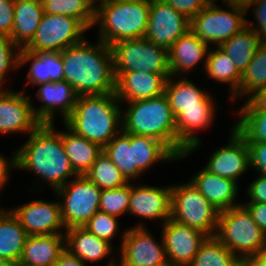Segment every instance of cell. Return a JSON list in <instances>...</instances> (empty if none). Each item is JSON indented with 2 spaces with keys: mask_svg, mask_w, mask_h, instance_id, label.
I'll return each mask as SVG.
<instances>
[{
  "mask_svg": "<svg viewBox=\"0 0 266 266\" xmlns=\"http://www.w3.org/2000/svg\"><path fill=\"white\" fill-rule=\"evenodd\" d=\"M98 41L93 45L84 38L60 52L64 81L78 96L115 93L112 51L108 44Z\"/></svg>",
  "mask_w": 266,
  "mask_h": 266,
  "instance_id": "cell-1",
  "label": "cell"
},
{
  "mask_svg": "<svg viewBox=\"0 0 266 266\" xmlns=\"http://www.w3.org/2000/svg\"><path fill=\"white\" fill-rule=\"evenodd\" d=\"M32 172L55 191L78 174L65 153L60 130L54 123H41L16 151V170Z\"/></svg>",
  "mask_w": 266,
  "mask_h": 266,
  "instance_id": "cell-2",
  "label": "cell"
},
{
  "mask_svg": "<svg viewBox=\"0 0 266 266\" xmlns=\"http://www.w3.org/2000/svg\"><path fill=\"white\" fill-rule=\"evenodd\" d=\"M115 93L78 96L63 122L81 137L104 148L122 129V107Z\"/></svg>",
  "mask_w": 266,
  "mask_h": 266,
  "instance_id": "cell-3",
  "label": "cell"
},
{
  "mask_svg": "<svg viewBox=\"0 0 266 266\" xmlns=\"http://www.w3.org/2000/svg\"><path fill=\"white\" fill-rule=\"evenodd\" d=\"M126 103L122 113L123 130L160 140L178 157L175 116L166 94Z\"/></svg>",
  "mask_w": 266,
  "mask_h": 266,
  "instance_id": "cell-4",
  "label": "cell"
},
{
  "mask_svg": "<svg viewBox=\"0 0 266 266\" xmlns=\"http://www.w3.org/2000/svg\"><path fill=\"white\" fill-rule=\"evenodd\" d=\"M151 0L95 1L98 40L111 46L122 40L143 38Z\"/></svg>",
  "mask_w": 266,
  "mask_h": 266,
  "instance_id": "cell-5",
  "label": "cell"
},
{
  "mask_svg": "<svg viewBox=\"0 0 266 266\" xmlns=\"http://www.w3.org/2000/svg\"><path fill=\"white\" fill-rule=\"evenodd\" d=\"M214 236L239 259L266 251V235L241 203L219 212Z\"/></svg>",
  "mask_w": 266,
  "mask_h": 266,
  "instance_id": "cell-6",
  "label": "cell"
},
{
  "mask_svg": "<svg viewBox=\"0 0 266 266\" xmlns=\"http://www.w3.org/2000/svg\"><path fill=\"white\" fill-rule=\"evenodd\" d=\"M115 78L122 72L170 74L168 50L145 37L122 40L110 46Z\"/></svg>",
  "mask_w": 266,
  "mask_h": 266,
  "instance_id": "cell-7",
  "label": "cell"
},
{
  "mask_svg": "<svg viewBox=\"0 0 266 266\" xmlns=\"http://www.w3.org/2000/svg\"><path fill=\"white\" fill-rule=\"evenodd\" d=\"M218 216L219 211L191 181L172 186L171 219L210 237L215 235Z\"/></svg>",
  "mask_w": 266,
  "mask_h": 266,
  "instance_id": "cell-8",
  "label": "cell"
},
{
  "mask_svg": "<svg viewBox=\"0 0 266 266\" xmlns=\"http://www.w3.org/2000/svg\"><path fill=\"white\" fill-rule=\"evenodd\" d=\"M227 7L229 11L211 1L190 20V30L210 47L211 43L220 46L246 27V9L237 5Z\"/></svg>",
  "mask_w": 266,
  "mask_h": 266,
  "instance_id": "cell-9",
  "label": "cell"
},
{
  "mask_svg": "<svg viewBox=\"0 0 266 266\" xmlns=\"http://www.w3.org/2000/svg\"><path fill=\"white\" fill-rule=\"evenodd\" d=\"M60 203L63 223L66 227H84L99 211L101 189L85 175H77L54 191ZM62 203V204H61Z\"/></svg>",
  "mask_w": 266,
  "mask_h": 266,
  "instance_id": "cell-10",
  "label": "cell"
},
{
  "mask_svg": "<svg viewBox=\"0 0 266 266\" xmlns=\"http://www.w3.org/2000/svg\"><path fill=\"white\" fill-rule=\"evenodd\" d=\"M148 231L141 223L124 231L117 248L119 263L112 258L106 266H169L162 236L160 243L156 242Z\"/></svg>",
  "mask_w": 266,
  "mask_h": 266,
  "instance_id": "cell-11",
  "label": "cell"
},
{
  "mask_svg": "<svg viewBox=\"0 0 266 266\" xmlns=\"http://www.w3.org/2000/svg\"><path fill=\"white\" fill-rule=\"evenodd\" d=\"M88 29L75 17L44 13L28 51L61 52L80 43Z\"/></svg>",
  "mask_w": 266,
  "mask_h": 266,
  "instance_id": "cell-12",
  "label": "cell"
},
{
  "mask_svg": "<svg viewBox=\"0 0 266 266\" xmlns=\"http://www.w3.org/2000/svg\"><path fill=\"white\" fill-rule=\"evenodd\" d=\"M190 30V19L161 0H151L145 38L167 50Z\"/></svg>",
  "mask_w": 266,
  "mask_h": 266,
  "instance_id": "cell-13",
  "label": "cell"
},
{
  "mask_svg": "<svg viewBox=\"0 0 266 266\" xmlns=\"http://www.w3.org/2000/svg\"><path fill=\"white\" fill-rule=\"evenodd\" d=\"M161 233L169 266H189L208 237L171 218L162 224Z\"/></svg>",
  "mask_w": 266,
  "mask_h": 266,
  "instance_id": "cell-14",
  "label": "cell"
},
{
  "mask_svg": "<svg viewBox=\"0 0 266 266\" xmlns=\"http://www.w3.org/2000/svg\"><path fill=\"white\" fill-rule=\"evenodd\" d=\"M58 202L38 199L12 208L11 211L29 236L64 234L62 230H66V227Z\"/></svg>",
  "mask_w": 266,
  "mask_h": 266,
  "instance_id": "cell-15",
  "label": "cell"
},
{
  "mask_svg": "<svg viewBox=\"0 0 266 266\" xmlns=\"http://www.w3.org/2000/svg\"><path fill=\"white\" fill-rule=\"evenodd\" d=\"M24 93L0 88V134H31L41 124L33 114L31 95Z\"/></svg>",
  "mask_w": 266,
  "mask_h": 266,
  "instance_id": "cell-16",
  "label": "cell"
},
{
  "mask_svg": "<svg viewBox=\"0 0 266 266\" xmlns=\"http://www.w3.org/2000/svg\"><path fill=\"white\" fill-rule=\"evenodd\" d=\"M229 143L211 154L205 168L213 174L237 182L250 168L249 148L246 139L234 128Z\"/></svg>",
  "mask_w": 266,
  "mask_h": 266,
  "instance_id": "cell-17",
  "label": "cell"
},
{
  "mask_svg": "<svg viewBox=\"0 0 266 266\" xmlns=\"http://www.w3.org/2000/svg\"><path fill=\"white\" fill-rule=\"evenodd\" d=\"M209 96L200 107L184 108L175 117L178 138V159L184 158L200 146V138L195 134L197 130H205L213 123L215 104Z\"/></svg>",
  "mask_w": 266,
  "mask_h": 266,
  "instance_id": "cell-18",
  "label": "cell"
},
{
  "mask_svg": "<svg viewBox=\"0 0 266 266\" xmlns=\"http://www.w3.org/2000/svg\"><path fill=\"white\" fill-rule=\"evenodd\" d=\"M36 92L37 99L41 106L36 108L32 104L35 118L40 123H54V114L60 113L63 122L72 114L77 102L78 95L74 88L66 81L48 82L38 84Z\"/></svg>",
  "mask_w": 266,
  "mask_h": 266,
  "instance_id": "cell-19",
  "label": "cell"
},
{
  "mask_svg": "<svg viewBox=\"0 0 266 266\" xmlns=\"http://www.w3.org/2000/svg\"><path fill=\"white\" fill-rule=\"evenodd\" d=\"M172 186L156 187L131 184L128 213L150 220L171 218Z\"/></svg>",
  "mask_w": 266,
  "mask_h": 266,
  "instance_id": "cell-20",
  "label": "cell"
},
{
  "mask_svg": "<svg viewBox=\"0 0 266 266\" xmlns=\"http://www.w3.org/2000/svg\"><path fill=\"white\" fill-rule=\"evenodd\" d=\"M170 76L143 71L122 72L115 79V95L124 103L160 96L164 94Z\"/></svg>",
  "mask_w": 266,
  "mask_h": 266,
  "instance_id": "cell-21",
  "label": "cell"
},
{
  "mask_svg": "<svg viewBox=\"0 0 266 266\" xmlns=\"http://www.w3.org/2000/svg\"><path fill=\"white\" fill-rule=\"evenodd\" d=\"M210 46L200 40L191 30L184 36L180 37L168 49V64L170 75L175 77H183V73L187 74L188 70L191 72L195 65L204 63ZM202 58H205L202 60ZM202 61V62H201Z\"/></svg>",
  "mask_w": 266,
  "mask_h": 266,
  "instance_id": "cell-22",
  "label": "cell"
},
{
  "mask_svg": "<svg viewBox=\"0 0 266 266\" xmlns=\"http://www.w3.org/2000/svg\"><path fill=\"white\" fill-rule=\"evenodd\" d=\"M190 181L219 212L239 205L235 203L239 186L234 180L219 177L203 167Z\"/></svg>",
  "mask_w": 266,
  "mask_h": 266,
  "instance_id": "cell-23",
  "label": "cell"
},
{
  "mask_svg": "<svg viewBox=\"0 0 266 266\" xmlns=\"http://www.w3.org/2000/svg\"><path fill=\"white\" fill-rule=\"evenodd\" d=\"M27 62H32L27 73V81L35 86L48 82L64 81V68L60 52L19 51V68Z\"/></svg>",
  "mask_w": 266,
  "mask_h": 266,
  "instance_id": "cell-24",
  "label": "cell"
},
{
  "mask_svg": "<svg viewBox=\"0 0 266 266\" xmlns=\"http://www.w3.org/2000/svg\"><path fill=\"white\" fill-rule=\"evenodd\" d=\"M64 231L66 250L84 263L98 262L113 251L112 244L98 238L84 227H72Z\"/></svg>",
  "mask_w": 266,
  "mask_h": 266,
  "instance_id": "cell-25",
  "label": "cell"
},
{
  "mask_svg": "<svg viewBox=\"0 0 266 266\" xmlns=\"http://www.w3.org/2000/svg\"><path fill=\"white\" fill-rule=\"evenodd\" d=\"M65 249L64 234L28 236L19 262L31 266H53Z\"/></svg>",
  "mask_w": 266,
  "mask_h": 266,
  "instance_id": "cell-26",
  "label": "cell"
},
{
  "mask_svg": "<svg viewBox=\"0 0 266 266\" xmlns=\"http://www.w3.org/2000/svg\"><path fill=\"white\" fill-rule=\"evenodd\" d=\"M44 15L41 0H15L12 36L14 44L25 48L34 37Z\"/></svg>",
  "mask_w": 266,
  "mask_h": 266,
  "instance_id": "cell-27",
  "label": "cell"
},
{
  "mask_svg": "<svg viewBox=\"0 0 266 266\" xmlns=\"http://www.w3.org/2000/svg\"><path fill=\"white\" fill-rule=\"evenodd\" d=\"M66 131H60L62 144L74 171L78 175H85L98 156L103 152V148L76 134L66 124Z\"/></svg>",
  "mask_w": 266,
  "mask_h": 266,
  "instance_id": "cell-28",
  "label": "cell"
},
{
  "mask_svg": "<svg viewBox=\"0 0 266 266\" xmlns=\"http://www.w3.org/2000/svg\"><path fill=\"white\" fill-rule=\"evenodd\" d=\"M29 235L11 210L0 211V258L16 264L19 262L24 243Z\"/></svg>",
  "mask_w": 266,
  "mask_h": 266,
  "instance_id": "cell-29",
  "label": "cell"
},
{
  "mask_svg": "<svg viewBox=\"0 0 266 266\" xmlns=\"http://www.w3.org/2000/svg\"><path fill=\"white\" fill-rule=\"evenodd\" d=\"M176 79V80H175ZM175 80V81H174ZM204 91V92H203ZM170 107L176 117L184 108L200 107V105L211 95L205 90H200L190 79L175 78L170 76L165 83V92Z\"/></svg>",
  "mask_w": 266,
  "mask_h": 266,
  "instance_id": "cell-30",
  "label": "cell"
},
{
  "mask_svg": "<svg viewBox=\"0 0 266 266\" xmlns=\"http://www.w3.org/2000/svg\"><path fill=\"white\" fill-rule=\"evenodd\" d=\"M215 49L210 47L206 57L205 73L207 77L215 80L219 83L229 84L230 100L233 101L236 98V91L242 80V73L237 69L234 62L219 46H215Z\"/></svg>",
  "mask_w": 266,
  "mask_h": 266,
  "instance_id": "cell-31",
  "label": "cell"
},
{
  "mask_svg": "<svg viewBox=\"0 0 266 266\" xmlns=\"http://www.w3.org/2000/svg\"><path fill=\"white\" fill-rule=\"evenodd\" d=\"M134 165L144 173L157 162L174 161L177 157L160 141L149 136L130 134Z\"/></svg>",
  "mask_w": 266,
  "mask_h": 266,
  "instance_id": "cell-32",
  "label": "cell"
},
{
  "mask_svg": "<svg viewBox=\"0 0 266 266\" xmlns=\"http://www.w3.org/2000/svg\"><path fill=\"white\" fill-rule=\"evenodd\" d=\"M263 45L261 38L247 26L219 47L243 73L255 52Z\"/></svg>",
  "mask_w": 266,
  "mask_h": 266,
  "instance_id": "cell-33",
  "label": "cell"
},
{
  "mask_svg": "<svg viewBox=\"0 0 266 266\" xmlns=\"http://www.w3.org/2000/svg\"><path fill=\"white\" fill-rule=\"evenodd\" d=\"M105 154L120 170L127 182H132L142 172L134 165L133 146H130V133L123 129L103 148Z\"/></svg>",
  "mask_w": 266,
  "mask_h": 266,
  "instance_id": "cell-34",
  "label": "cell"
},
{
  "mask_svg": "<svg viewBox=\"0 0 266 266\" xmlns=\"http://www.w3.org/2000/svg\"><path fill=\"white\" fill-rule=\"evenodd\" d=\"M238 115L240 117L233 127L247 143L266 142V109H260L250 99H246Z\"/></svg>",
  "mask_w": 266,
  "mask_h": 266,
  "instance_id": "cell-35",
  "label": "cell"
},
{
  "mask_svg": "<svg viewBox=\"0 0 266 266\" xmlns=\"http://www.w3.org/2000/svg\"><path fill=\"white\" fill-rule=\"evenodd\" d=\"M44 13L78 19L88 30L94 27L95 0H41Z\"/></svg>",
  "mask_w": 266,
  "mask_h": 266,
  "instance_id": "cell-36",
  "label": "cell"
},
{
  "mask_svg": "<svg viewBox=\"0 0 266 266\" xmlns=\"http://www.w3.org/2000/svg\"><path fill=\"white\" fill-rule=\"evenodd\" d=\"M189 266H240V259L215 236L207 237Z\"/></svg>",
  "mask_w": 266,
  "mask_h": 266,
  "instance_id": "cell-37",
  "label": "cell"
},
{
  "mask_svg": "<svg viewBox=\"0 0 266 266\" xmlns=\"http://www.w3.org/2000/svg\"><path fill=\"white\" fill-rule=\"evenodd\" d=\"M266 86V44H263L253 55L242 73V80L236 91V97L249 96V99L262 87Z\"/></svg>",
  "mask_w": 266,
  "mask_h": 266,
  "instance_id": "cell-38",
  "label": "cell"
},
{
  "mask_svg": "<svg viewBox=\"0 0 266 266\" xmlns=\"http://www.w3.org/2000/svg\"><path fill=\"white\" fill-rule=\"evenodd\" d=\"M85 176L101 190L122 187L128 183L104 151L98 156Z\"/></svg>",
  "mask_w": 266,
  "mask_h": 266,
  "instance_id": "cell-39",
  "label": "cell"
},
{
  "mask_svg": "<svg viewBox=\"0 0 266 266\" xmlns=\"http://www.w3.org/2000/svg\"><path fill=\"white\" fill-rule=\"evenodd\" d=\"M130 194V182L122 187L101 190L99 210L117 217L124 213H128Z\"/></svg>",
  "mask_w": 266,
  "mask_h": 266,
  "instance_id": "cell-40",
  "label": "cell"
},
{
  "mask_svg": "<svg viewBox=\"0 0 266 266\" xmlns=\"http://www.w3.org/2000/svg\"><path fill=\"white\" fill-rule=\"evenodd\" d=\"M118 218L117 216L99 210L84 225V228L98 238L104 239L112 244L111 240L115 235H118Z\"/></svg>",
  "mask_w": 266,
  "mask_h": 266,
  "instance_id": "cell-41",
  "label": "cell"
},
{
  "mask_svg": "<svg viewBox=\"0 0 266 266\" xmlns=\"http://www.w3.org/2000/svg\"><path fill=\"white\" fill-rule=\"evenodd\" d=\"M19 51L10 36L0 33V88H3L9 69L19 68Z\"/></svg>",
  "mask_w": 266,
  "mask_h": 266,
  "instance_id": "cell-42",
  "label": "cell"
},
{
  "mask_svg": "<svg viewBox=\"0 0 266 266\" xmlns=\"http://www.w3.org/2000/svg\"><path fill=\"white\" fill-rule=\"evenodd\" d=\"M251 7L256 17L258 24L252 25L253 23L246 19V26L258 34L261 38L263 44H266V0H254L250 3L245 9L248 11V8ZM258 25V26H257Z\"/></svg>",
  "mask_w": 266,
  "mask_h": 266,
  "instance_id": "cell-43",
  "label": "cell"
},
{
  "mask_svg": "<svg viewBox=\"0 0 266 266\" xmlns=\"http://www.w3.org/2000/svg\"><path fill=\"white\" fill-rule=\"evenodd\" d=\"M178 12L184 14L188 19L195 17L204 7H206L210 0H161Z\"/></svg>",
  "mask_w": 266,
  "mask_h": 266,
  "instance_id": "cell-44",
  "label": "cell"
},
{
  "mask_svg": "<svg viewBox=\"0 0 266 266\" xmlns=\"http://www.w3.org/2000/svg\"><path fill=\"white\" fill-rule=\"evenodd\" d=\"M249 148L250 167L259 174L266 175V142L247 143Z\"/></svg>",
  "mask_w": 266,
  "mask_h": 266,
  "instance_id": "cell-45",
  "label": "cell"
},
{
  "mask_svg": "<svg viewBox=\"0 0 266 266\" xmlns=\"http://www.w3.org/2000/svg\"><path fill=\"white\" fill-rule=\"evenodd\" d=\"M14 1L0 0V33L10 37L14 22Z\"/></svg>",
  "mask_w": 266,
  "mask_h": 266,
  "instance_id": "cell-46",
  "label": "cell"
},
{
  "mask_svg": "<svg viewBox=\"0 0 266 266\" xmlns=\"http://www.w3.org/2000/svg\"><path fill=\"white\" fill-rule=\"evenodd\" d=\"M247 189L250 201L246 203H266V175L259 174Z\"/></svg>",
  "mask_w": 266,
  "mask_h": 266,
  "instance_id": "cell-47",
  "label": "cell"
},
{
  "mask_svg": "<svg viewBox=\"0 0 266 266\" xmlns=\"http://www.w3.org/2000/svg\"><path fill=\"white\" fill-rule=\"evenodd\" d=\"M254 222L266 235V203H244Z\"/></svg>",
  "mask_w": 266,
  "mask_h": 266,
  "instance_id": "cell-48",
  "label": "cell"
},
{
  "mask_svg": "<svg viewBox=\"0 0 266 266\" xmlns=\"http://www.w3.org/2000/svg\"><path fill=\"white\" fill-rule=\"evenodd\" d=\"M12 155L10 160H6V157L0 154V190L7 184L11 169H16V152Z\"/></svg>",
  "mask_w": 266,
  "mask_h": 266,
  "instance_id": "cell-49",
  "label": "cell"
},
{
  "mask_svg": "<svg viewBox=\"0 0 266 266\" xmlns=\"http://www.w3.org/2000/svg\"><path fill=\"white\" fill-rule=\"evenodd\" d=\"M53 266H86V264L65 249Z\"/></svg>",
  "mask_w": 266,
  "mask_h": 266,
  "instance_id": "cell-50",
  "label": "cell"
},
{
  "mask_svg": "<svg viewBox=\"0 0 266 266\" xmlns=\"http://www.w3.org/2000/svg\"><path fill=\"white\" fill-rule=\"evenodd\" d=\"M240 266H266V251L240 258Z\"/></svg>",
  "mask_w": 266,
  "mask_h": 266,
  "instance_id": "cell-51",
  "label": "cell"
},
{
  "mask_svg": "<svg viewBox=\"0 0 266 266\" xmlns=\"http://www.w3.org/2000/svg\"><path fill=\"white\" fill-rule=\"evenodd\" d=\"M258 108L266 109V86L262 87L249 98Z\"/></svg>",
  "mask_w": 266,
  "mask_h": 266,
  "instance_id": "cell-52",
  "label": "cell"
},
{
  "mask_svg": "<svg viewBox=\"0 0 266 266\" xmlns=\"http://www.w3.org/2000/svg\"><path fill=\"white\" fill-rule=\"evenodd\" d=\"M254 0H222V3L227 5H237L246 8Z\"/></svg>",
  "mask_w": 266,
  "mask_h": 266,
  "instance_id": "cell-53",
  "label": "cell"
},
{
  "mask_svg": "<svg viewBox=\"0 0 266 266\" xmlns=\"http://www.w3.org/2000/svg\"><path fill=\"white\" fill-rule=\"evenodd\" d=\"M0 266H13V263L7 259L0 258Z\"/></svg>",
  "mask_w": 266,
  "mask_h": 266,
  "instance_id": "cell-54",
  "label": "cell"
},
{
  "mask_svg": "<svg viewBox=\"0 0 266 266\" xmlns=\"http://www.w3.org/2000/svg\"><path fill=\"white\" fill-rule=\"evenodd\" d=\"M13 266H31V265H27L22 262H17L16 264H13Z\"/></svg>",
  "mask_w": 266,
  "mask_h": 266,
  "instance_id": "cell-55",
  "label": "cell"
},
{
  "mask_svg": "<svg viewBox=\"0 0 266 266\" xmlns=\"http://www.w3.org/2000/svg\"><path fill=\"white\" fill-rule=\"evenodd\" d=\"M95 1H126V0H95Z\"/></svg>",
  "mask_w": 266,
  "mask_h": 266,
  "instance_id": "cell-56",
  "label": "cell"
}]
</instances>
